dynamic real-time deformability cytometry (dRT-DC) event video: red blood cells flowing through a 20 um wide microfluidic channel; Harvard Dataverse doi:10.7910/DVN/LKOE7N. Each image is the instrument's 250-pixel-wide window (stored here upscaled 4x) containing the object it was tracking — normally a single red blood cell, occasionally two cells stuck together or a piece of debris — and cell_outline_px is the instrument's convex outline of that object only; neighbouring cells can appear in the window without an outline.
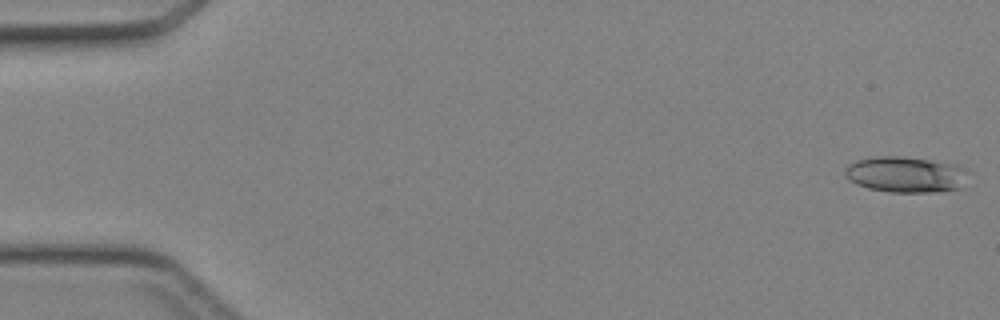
{"species": "Egyptian fruit bat (a non-hibernating species)", "species_latin": "Rousettus aegyptiacus", "temperature_condition": "cold", "stored_images_in_passage": 45, "camera_frame_rate_fps": 3000, "um_per_image_px": 0.085, "animal": {"sex": "female"}, "frame": {"image": 1, "passage_image": 1, "time_ms": 0.0, "image_size_px": [1000, 320], "cell_outline_px": [[968, 168], [956, 188], [928, 192], [892, 192], [868, 188], [856, 184], [848, 180], [844, 176], [844, 168], [848, 164], [856, 160], [876, 156], [900, 156], [956, 164]], "centroid_in_image_um": [76.85, 14.81], "position_along_channel_um": 8.1, "area_um2": 25.37}}
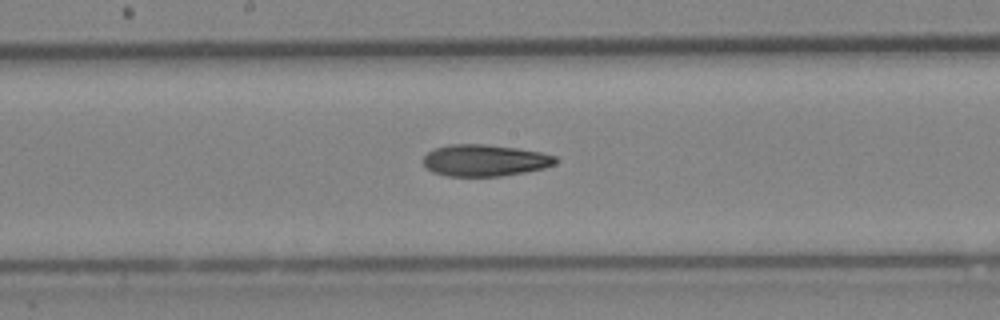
{"frame": {"image": 2, "passage_image": 24, "time_ms": 7.667, "image_size_px": [1000, 320], "cell_outline_px": [[560, 160], [556, 164], [544, 168], [524, 172], [500, 176], [448, 176], [432, 172], [424, 164], [424, 156], [428, 152], [436, 148], [448, 144], [484, 144], [516, 148], [540, 152], [556, 156]], "centroid_in_image_um": [41.23, 13.63], "position_along_channel_um": 207.0, "area_um2": 24.39}}
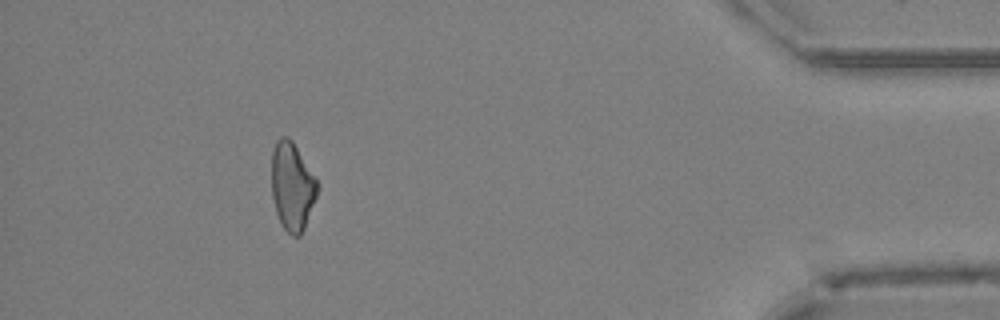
{"frame": {"image": 3, "passage_image": 41, "time_ms": 13.333, "image_size_px": [1000, 320], "cell_outline_px": [[316, 196], [304, 228], [300, 236], [292, 236], [280, 224], [276, 212], [272, 196], [272, 152], [276, 140], [280, 136], [288, 136], [292, 140], [316, 180]], "centroid_in_image_um": [24.79, 15.84], "position_along_channel_um": 410.4, "area_um2": 23.06}}